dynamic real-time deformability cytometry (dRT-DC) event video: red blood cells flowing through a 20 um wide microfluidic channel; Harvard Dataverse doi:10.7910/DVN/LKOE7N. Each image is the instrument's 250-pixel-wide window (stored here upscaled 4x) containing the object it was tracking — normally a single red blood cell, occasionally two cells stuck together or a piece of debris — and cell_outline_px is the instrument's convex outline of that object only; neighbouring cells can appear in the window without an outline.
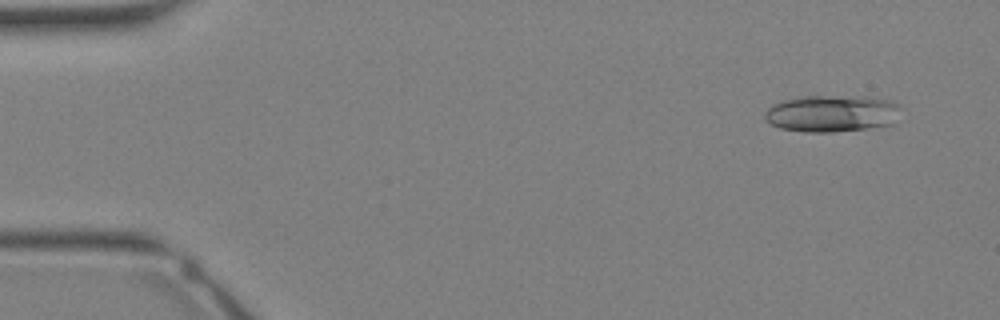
{"species": "Egyptian fruit bat (a non-hibernating species)", "species_latin": "Rousettus aegyptiacus", "temperature_condition": "warm", "stored_images_in_passage": 9, "camera_frame_rate_fps": 3000, "um_per_image_px": 0.085, "animal": {"sex": "female"}, "frame": {"image": 1, "passage_image": 3, "time_ms": 0.667, "image_size_px": [1000, 320], "cell_outline_px": [[904, 108], [892, 124], [864, 128], [832, 132], [808, 132], [780, 128], [764, 120], [764, 112], [772, 104], [780, 100], [804, 96], [868, 96], [888, 100], [900, 104]], "centroid_in_image_um": [70.72, 9.62], "position_along_channel_um": 14.3, "area_um2": 29.54}}